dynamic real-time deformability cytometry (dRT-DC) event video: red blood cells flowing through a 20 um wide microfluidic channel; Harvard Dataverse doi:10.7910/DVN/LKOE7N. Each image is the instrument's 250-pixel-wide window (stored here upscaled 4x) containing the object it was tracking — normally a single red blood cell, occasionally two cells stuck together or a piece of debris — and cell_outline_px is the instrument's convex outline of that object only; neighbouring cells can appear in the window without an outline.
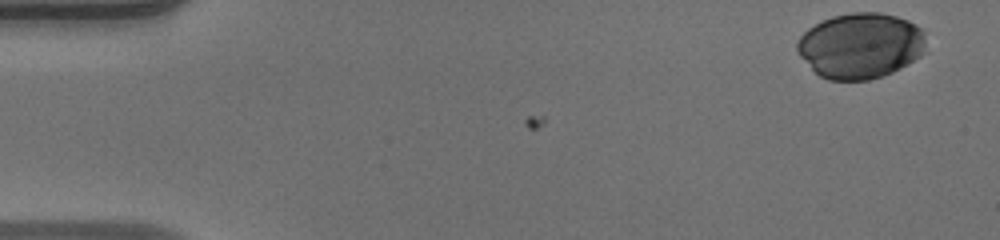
{"species": "human", "species_latin": "Homo sapiens", "temperature_condition": "warm", "stored_images_in_passage": 42, "camera_frame_rate_fps": 3000, "um_per_image_px": 0.085, "donor": {"sex": "male"}, "frame": {"image": 1, "passage_image": 1, "time_ms": 0.0, "image_size_px": [1000, 240], "cell_outline_px": [[924, 44], [920, 56], [900, 68], [892, 72], [868, 80], [828, 80], [820, 76], [800, 56], [796, 48], [796, 44], [800, 36], [808, 28], [832, 16], [852, 12], [880, 12], [896, 16], [908, 20], [916, 24], [924, 32]], "centroid_in_image_um": [73.13, 3.87], "position_along_channel_um": 11.9, "area_um2": 48.96}}
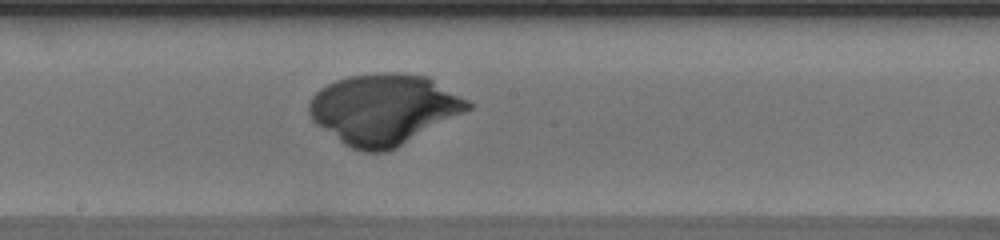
{"frame": {"image": 2, "passage_image": 27, "time_ms": 8.667, "image_size_px": [1000, 240], "cell_outline_px": [[472, 108], [396, 148], [388, 152], [364, 152], [352, 148], [344, 144], [316, 124], [312, 120], [308, 112], [308, 104], [312, 96], [320, 88], [336, 80], [348, 76], [376, 72], [396, 72], [428, 76], [468, 100], [472, 104]], "centroid_in_image_um": [32.6, 9.27], "position_along_channel_um": 215.6, "area_um2": 65.2}}
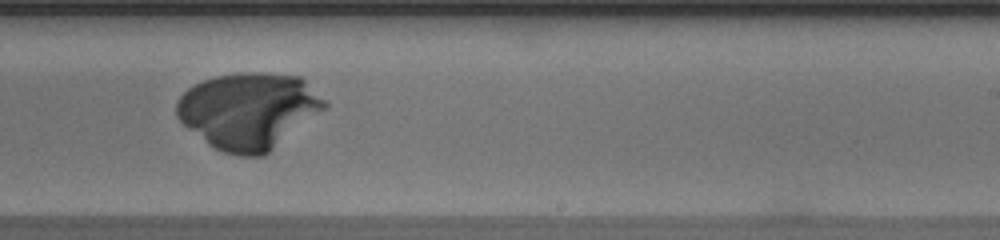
{"frame": {"image": 3, "passage_image": 31, "time_ms": 10.0, "image_size_px": [1000, 240], "cell_outline_px": [[328, 108], [264, 156], [240, 156], [224, 152], [208, 144], [184, 124], [176, 116], [176, 104], [180, 96], [188, 88], [204, 80], [216, 76], [236, 72], [264, 72], [300, 76], [328, 104]], "centroid_in_image_um": [21.15, 9.4], "position_along_channel_um": 267.8, "area_um2": 65.78}}